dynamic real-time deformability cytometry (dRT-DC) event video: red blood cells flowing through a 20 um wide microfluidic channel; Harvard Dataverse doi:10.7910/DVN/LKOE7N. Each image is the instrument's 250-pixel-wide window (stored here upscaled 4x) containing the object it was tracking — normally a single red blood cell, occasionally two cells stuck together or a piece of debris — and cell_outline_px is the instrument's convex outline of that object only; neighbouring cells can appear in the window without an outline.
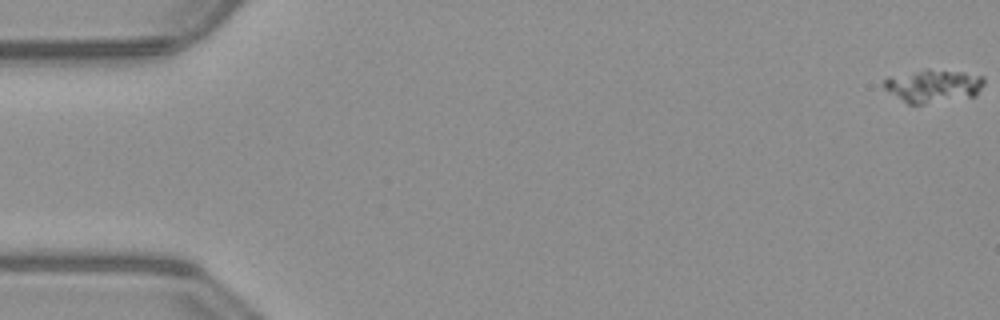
{"species": "common noctule bat (a hibernating species)", "species_latin": "Nyctalus noctula", "temperature_condition": "warm", "stored_images_in_passage": 55, "segment_of_instrument_passage": [1, 2], "camera_frame_rate_fps": 3000, "um_per_image_px": 0.085, "animal": {"sex": "male", "body_mass_g": 23.1, "forearm_length_mm": 52.7}, "frame": {"image": 1, "passage_image": 1, "time_ms": 0.0, "image_size_px": [1000, 320], "cell_outline_px": [[984, 84], [976, 96], [924, 104], [908, 104], [884, 88], [884, 80], [888, 76], [928, 68], [964, 72], [984, 76]], "centroid_in_image_um": [79.35, 7.28], "position_along_channel_um": 5.7, "area_um2": 19.48}}
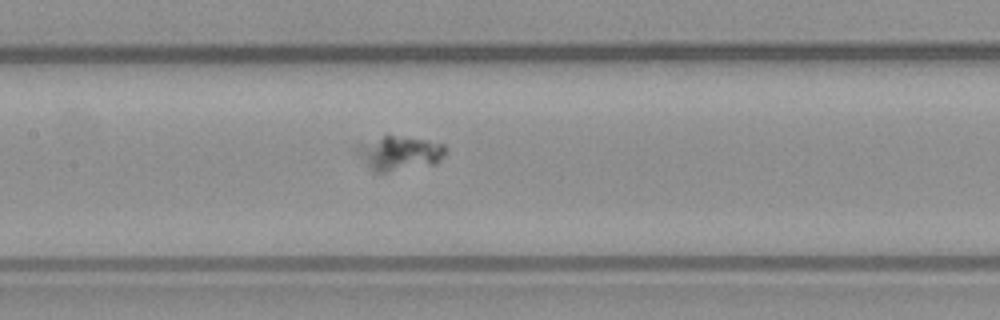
{"frame": {"image": 2, "passage_image": 26, "time_ms": 8.333, "image_size_px": [1000, 320], "cell_outline_px": [[448, 148], [444, 156], [436, 164], [388, 172], [372, 172], [352, 148], [352, 144], [388, 132], [428, 140], [444, 144]], "centroid_in_image_um": [33.86, 12.95], "position_along_channel_um": 173.5, "area_um2": 19.07}}
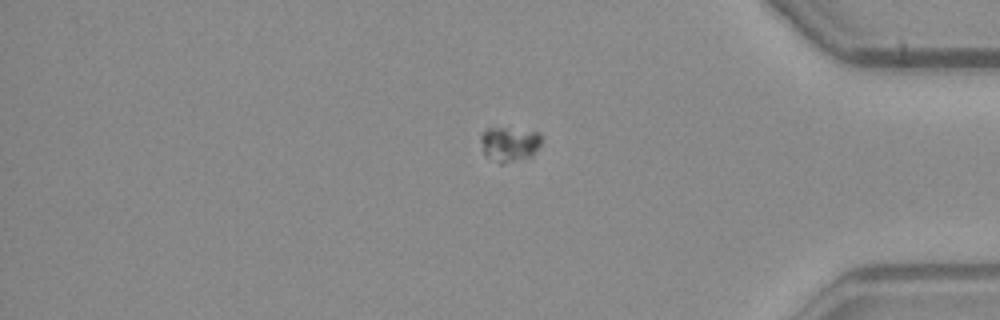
{"frame": {"image": 3, "passage_image": 45, "time_ms": 14.667, "image_size_px": [1000, 320], "cell_outline_px": [[540, 144], [532, 156], [500, 164], [484, 156], [480, 140], [480, 136], [492, 124], [540, 132]], "centroid_in_image_um": [43.25, 12.19], "position_along_channel_um": 392.0, "area_um2": 12.77}}